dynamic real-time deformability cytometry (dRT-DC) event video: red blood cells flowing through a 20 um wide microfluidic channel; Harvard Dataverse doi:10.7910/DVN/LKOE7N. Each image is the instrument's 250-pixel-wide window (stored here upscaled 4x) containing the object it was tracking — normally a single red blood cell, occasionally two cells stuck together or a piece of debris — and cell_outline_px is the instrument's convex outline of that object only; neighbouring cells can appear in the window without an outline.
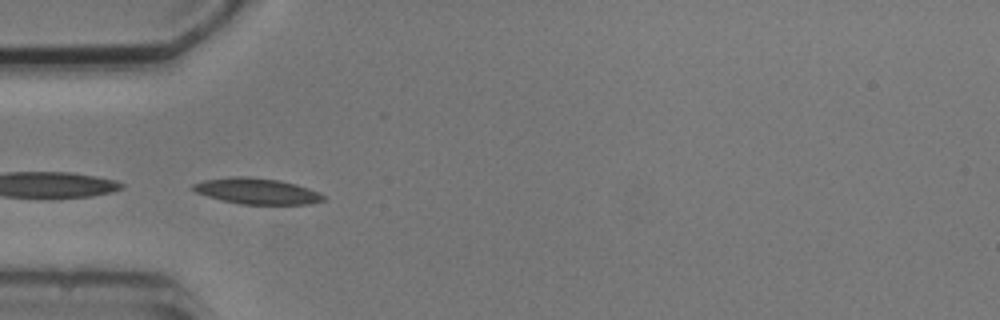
{"species": "common noctule bat (a hibernating species)", "species_latin": "Nyctalus noctula", "temperature_condition": "cold", "stored_images_in_passage": 5, "camera_frame_rate_fps": 3000, "um_per_image_px": 0.085, "animal": {"sex": "male", "body_mass_g": 20.5, "forearm_length_mm": 52.5}, "frame": {"image": 1, "passage_image": 4, "time_ms": 4.333, "image_size_px": [1000, 320], "cell_outline_px": [[324, 200], [308, 204], [240, 204], [208, 196], [196, 192], [192, 188], [192, 184], [204, 180], [228, 176], [248, 176], [280, 180], [296, 184], [320, 192], [324, 196]], "centroid_in_image_um": [21.83, 16.23], "position_along_channel_um": 63.2, "area_um2": 19.65}}